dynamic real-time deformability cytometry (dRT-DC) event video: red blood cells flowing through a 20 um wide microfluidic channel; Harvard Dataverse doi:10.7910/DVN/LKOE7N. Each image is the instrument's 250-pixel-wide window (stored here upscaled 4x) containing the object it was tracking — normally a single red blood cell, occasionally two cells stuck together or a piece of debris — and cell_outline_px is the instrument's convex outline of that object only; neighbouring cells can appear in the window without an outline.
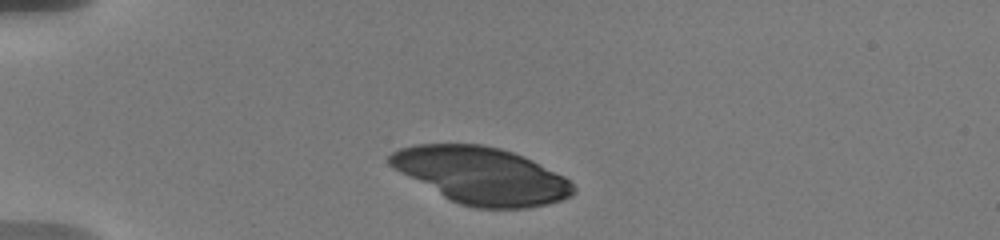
{"species": "human", "species_latin": "Homo sapiens", "temperature_condition": "warm", "stored_images_in_passage": 6, "camera_frame_rate_fps": 3000, "um_per_image_px": 0.085, "donor": {"sex": "male"}, "frame": {"image": 1, "passage_image": 1, "time_ms": 0.0, "image_size_px": [1000, 240], "cell_outline_px": [[576, 192], [572, 196], [548, 204], [528, 208], [476, 208], [460, 204], [444, 196], [392, 168], [388, 164], [388, 156], [392, 152], [400, 148], [416, 144], [480, 144], [500, 148], [524, 156], [564, 176], [576, 188]], "centroid_in_image_um": [40.93, 14.91], "position_along_channel_um": 44.1, "area_um2": 60.52}}